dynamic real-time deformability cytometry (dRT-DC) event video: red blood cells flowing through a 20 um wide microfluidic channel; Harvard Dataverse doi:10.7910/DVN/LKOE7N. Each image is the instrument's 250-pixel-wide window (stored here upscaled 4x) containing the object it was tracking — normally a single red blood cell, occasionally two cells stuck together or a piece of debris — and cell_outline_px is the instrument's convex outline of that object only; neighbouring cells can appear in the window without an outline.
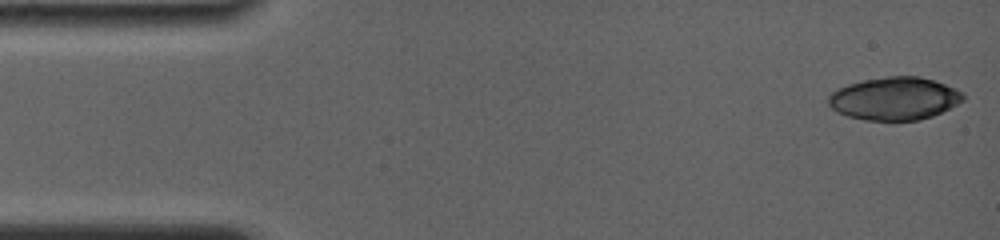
{"species": "common noctule bat (a hibernating species)", "species_latin": "Nyctalus noctula", "temperature_condition": "room temperature", "stored_images_in_passage": 18, "camera_frame_rate_fps": 4000, "um_per_image_px": 0.085, "animal": {"sex": "female", "body_mass_g": 19.0, "forearm_length_mm": 56.7}, "frame": {"image": 1, "passage_image": 1, "time_ms": 0.0, "image_size_px": [1000, 240], "cell_outline_px": [[964, 100], [932, 116], [920, 120], [864, 120], [848, 116], [836, 112], [828, 104], [828, 96], [832, 92], [848, 84], [864, 80], [888, 76], [920, 76], [944, 84], [964, 92]], "centroid_in_image_um": [76.02, 8.38], "position_along_channel_um": 9.0, "area_um2": 33.47}}